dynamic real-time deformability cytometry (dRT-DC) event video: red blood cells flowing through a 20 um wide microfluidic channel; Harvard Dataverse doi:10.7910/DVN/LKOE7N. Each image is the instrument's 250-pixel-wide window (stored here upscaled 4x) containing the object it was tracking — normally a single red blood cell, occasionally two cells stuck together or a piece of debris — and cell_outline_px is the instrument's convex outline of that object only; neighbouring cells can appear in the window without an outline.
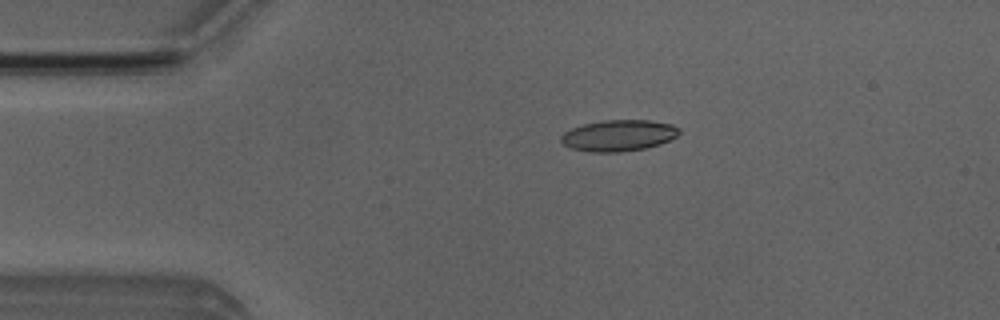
{"species": "Egyptian fruit bat (a non-hibernating species)", "species_latin": "Rousettus aegyptiacus", "temperature_condition": "room temperature", "stored_images_in_passage": 5, "camera_frame_rate_fps": 3000, "um_per_image_px": 0.085, "animal": {"sex": "male"}, "frame": {"image": 1, "passage_image": 3, "time_ms": 2.333, "image_size_px": [1000, 320], "cell_outline_px": [[680, 132], [676, 136], [660, 144], [644, 148], [620, 152], [592, 152], [572, 148], [564, 144], [560, 140], [560, 136], [564, 132], [572, 128], [584, 124], [600, 120], [648, 120], [672, 124], [680, 128]], "centroid_in_image_um": [52.58, 11.51], "position_along_channel_um": 32.4, "area_um2": 21.44}}